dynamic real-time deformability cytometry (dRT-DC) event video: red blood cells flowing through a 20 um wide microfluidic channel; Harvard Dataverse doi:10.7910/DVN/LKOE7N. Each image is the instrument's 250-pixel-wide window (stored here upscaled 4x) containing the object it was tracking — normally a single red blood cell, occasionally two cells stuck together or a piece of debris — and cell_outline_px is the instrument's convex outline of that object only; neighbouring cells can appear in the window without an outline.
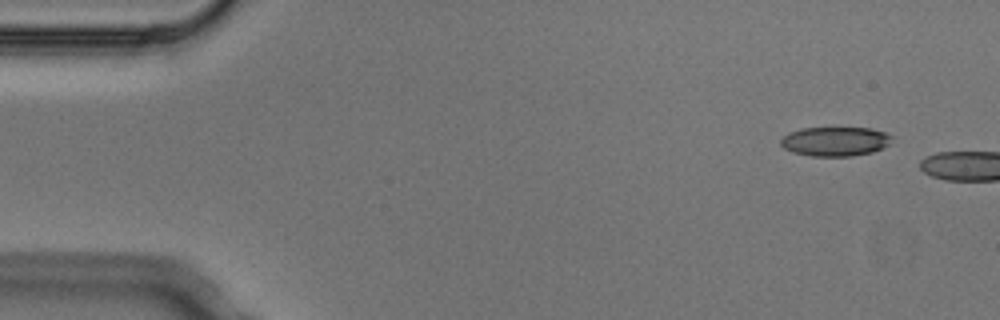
{"species": "Egyptian fruit bat (a non-hibernating species)", "species_latin": "Rousettus aegyptiacus", "temperature_condition": "cold", "stored_images_in_passage": 3, "camera_frame_rate_fps": 3000, "um_per_image_px": 0.085, "animal": {"sex": "male"}, "frame": {"image": 1, "passage_image": 1, "time_ms": 0.0, "image_size_px": [1000, 320], "cell_outline_px": [[892, 136], [888, 144], [872, 152], [852, 156], [812, 156], [792, 152], [784, 148], [780, 144], [780, 140], [788, 132], [800, 128], [872, 128], [884, 132]], "centroid_in_image_um": [70.94, 12.01], "position_along_channel_um": 14.1, "area_um2": 18.9}}